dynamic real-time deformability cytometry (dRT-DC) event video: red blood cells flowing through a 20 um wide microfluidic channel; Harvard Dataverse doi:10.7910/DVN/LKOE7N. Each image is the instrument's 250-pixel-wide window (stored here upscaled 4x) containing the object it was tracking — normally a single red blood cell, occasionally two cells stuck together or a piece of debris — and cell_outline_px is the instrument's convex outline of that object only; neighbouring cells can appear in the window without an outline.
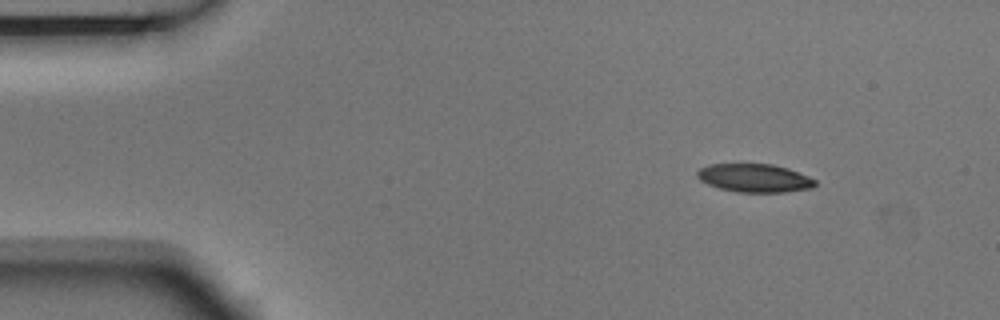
{"species": "Egyptian fruit bat (a non-hibernating species)", "species_latin": "Rousettus aegyptiacus", "temperature_condition": "room temperature", "stored_images_in_passage": 14, "camera_frame_rate_fps": 3000, "um_per_image_px": 0.085, "animal": {"sex": "male"}, "frame": {"image": 1, "passage_image": 2, "time_ms": 0.333, "image_size_px": [1000, 320], "cell_outline_px": [[816, 184], [812, 188], [784, 192], [736, 192], [720, 188], [708, 184], [700, 180], [696, 176], [696, 172], [700, 168], [708, 164], [772, 164], [788, 168], [808, 176], [816, 180]], "centroid_in_image_um": [64.12, 15.13], "position_along_channel_um": 20.9, "area_um2": 19.48}}
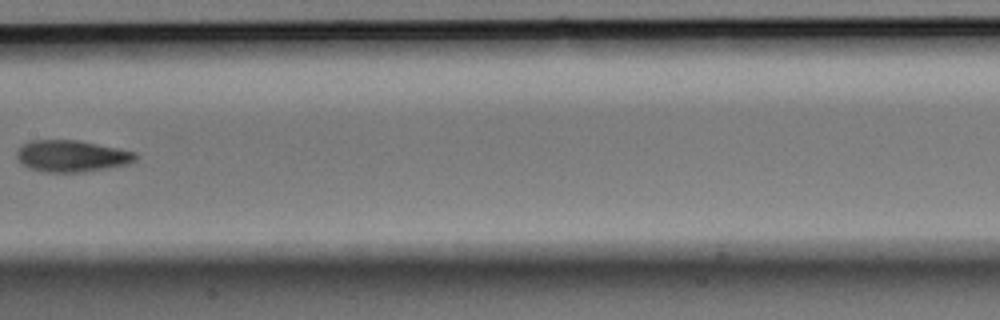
{"frame": {"image": 2, "passage_image": 7, "time_ms": 2.0, "image_size_px": [1000, 320], "cell_outline_px": [[140, 156], [136, 160], [128, 164], [84, 172], [44, 172], [32, 168], [24, 164], [16, 156], [16, 152], [20, 144], [32, 140], [76, 140], [136, 152]], "centroid_in_image_um": [6.1, 13.26], "position_along_channel_um": 201.3, "area_um2": 21.79}}
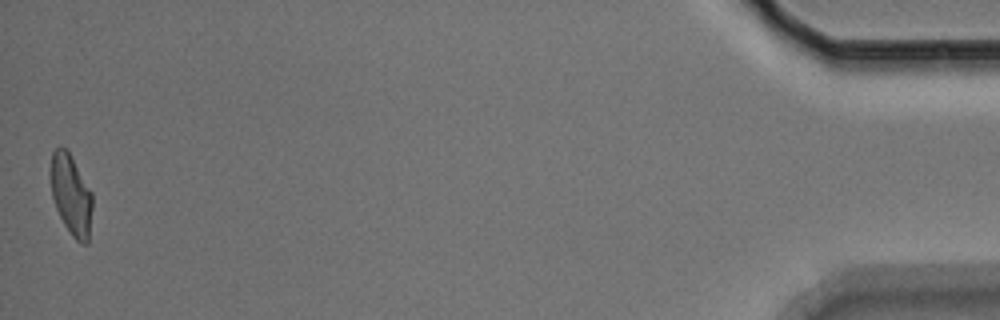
{"frame": {"image": 3, "passage_image": 14, "time_ms": 4.333, "image_size_px": [1000, 320], "cell_outline_px": [[92, 208], [88, 244], [80, 244], [72, 236], [64, 224], [56, 208], [52, 196], [52, 152], [56, 148], [64, 148], [68, 152], [92, 192]], "centroid_in_image_um": [6.07, 16.64], "position_along_channel_um": 429.1, "area_um2": 19.07}}